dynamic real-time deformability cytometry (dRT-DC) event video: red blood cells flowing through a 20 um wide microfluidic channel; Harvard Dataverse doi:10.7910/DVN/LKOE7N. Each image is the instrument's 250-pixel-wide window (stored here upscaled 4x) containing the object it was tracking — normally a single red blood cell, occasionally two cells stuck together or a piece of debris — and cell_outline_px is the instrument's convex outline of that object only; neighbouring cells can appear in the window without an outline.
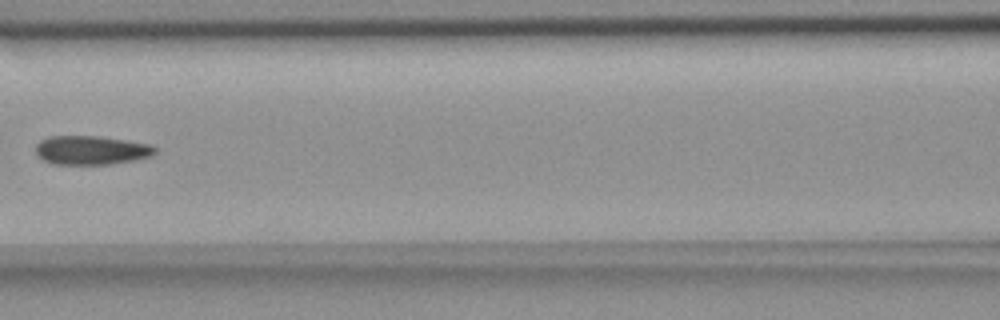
{"species": "common noctule bat (a hibernating species)", "species_latin": "Nyctalus noctula", "temperature_condition": "room temperature", "stored_images_in_passage": 7, "camera_frame_rate_fps": 3000, "um_per_image_px": 0.085, "animal": {"sex": "female", "body_mass_g": 18.4}, "frame": {"image": 1, "passage_image": 3, "time_ms": 3.333, "image_size_px": [1000, 320], "cell_outline_px": [[156, 152], [152, 156], [132, 160], [108, 164], [52, 164], [44, 160], [36, 152], [36, 144], [40, 140], [48, 136], [96, 136], [152, 144], [156, 148]], "centroid_in_image_um": [7.75, 12.76], "position_along_channel_um": 158.8, "area_um2": 20.0}}
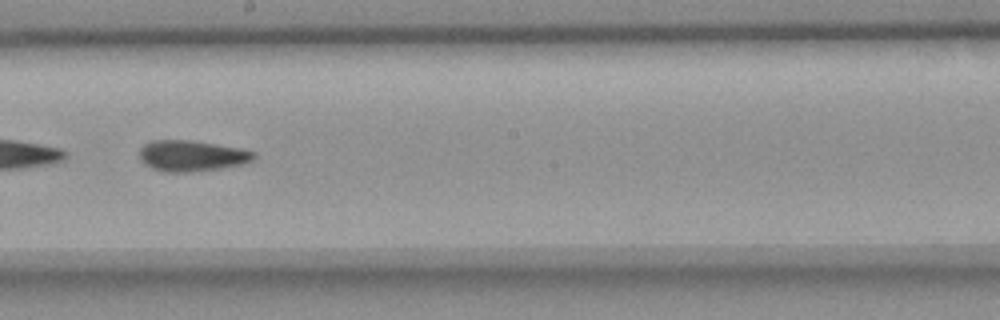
{"frame": {"image": 2, "passage_image": 5, "time_ms": 5.333, "image_size_px": [1000, 320], "cell_outline_px": [[256, 156], [252, 160], [244, 164], [220, 168], [188, 172], [164, 172], [152, 168], [144, 164], [140, 160], [140, 148], [144, 144], [152, 140], [188, 140], [240, 148], [256, 152]], "centroid_in_image_um": [16.28, 13.24], "position_along_channel_um": 231.9, "area_um2": 20.58}}
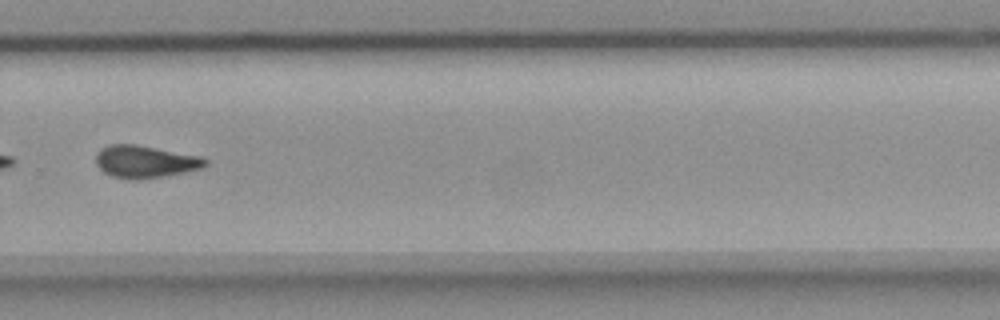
{"frame": {"image": 3, "passage_image": 7, "time_ms": 7.667, "image_size_px": [1000, 320], "cell_outline_px": [[208, 164], [200, 168], [184, 172], [136, 180], [132, 180], [112, 176], [104, 172], [96, 164], [96, 152], [100, 148], [108, 144], [136, 144], [204, 156], [208, 160]], "centroid_in_image_um": [12.34, 13.72], "position_along_channel_um": 317.5, "area_um2": 20.81}}